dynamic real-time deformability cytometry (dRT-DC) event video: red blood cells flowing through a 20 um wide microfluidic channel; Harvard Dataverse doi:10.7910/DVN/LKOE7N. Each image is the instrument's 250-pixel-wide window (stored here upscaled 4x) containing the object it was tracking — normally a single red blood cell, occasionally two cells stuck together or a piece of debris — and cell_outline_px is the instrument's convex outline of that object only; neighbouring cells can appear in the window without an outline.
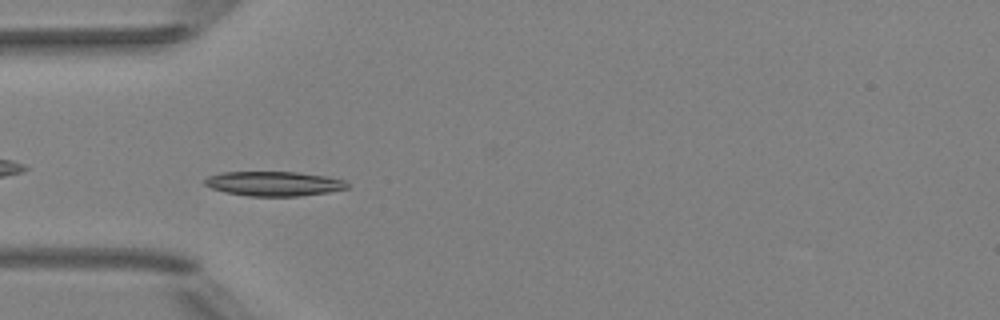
{"species": "Egyptian fruit bat (a non-hibernating species)", "species_latin": "Rousettus aegyptiacus", "temperature_condition": "room temperature", "stored_images_in_passage": 5, "camera_frame_rate_fps": 3000, "um_per_image_px": 0.085, "animal": {"sex": "female"}, "frame": {"image": 1, "passage_image": 5, "time_ms": 4.667, "image_size_px": [1000, 320], "cell_outline_px": [[348, 188], [328, 192], [300, 196], [248, 196], [224, 192], [212, 188], [204, 184], [204, 180], [208, 176], [220, 172], [296, 172], [328, 176], [344, 180], [348, 184]], "centroid_in_image_um": [23.27, 15.61], "position_along_channel_um": 61.7, "area_um2": 20.46}}